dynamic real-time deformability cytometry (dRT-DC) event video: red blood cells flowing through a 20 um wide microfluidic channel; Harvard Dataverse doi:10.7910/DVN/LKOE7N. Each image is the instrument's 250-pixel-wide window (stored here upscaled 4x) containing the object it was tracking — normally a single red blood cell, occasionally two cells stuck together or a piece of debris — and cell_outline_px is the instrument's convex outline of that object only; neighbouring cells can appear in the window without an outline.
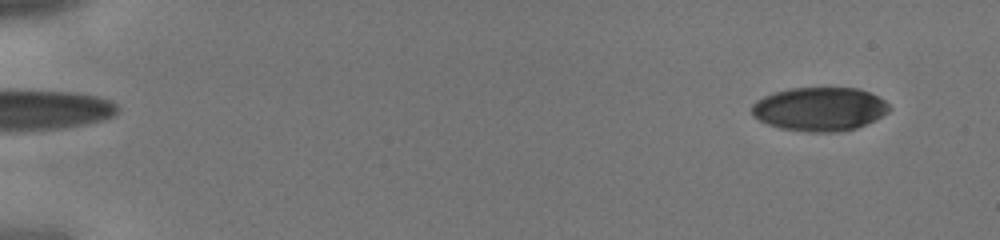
{"species": "human", "species_latin": "Homo sapiens", "temperature_condition": "cold", "stored_images_in_passage": 43, "camera_frame_rate_fps": 3000, "um_per_image_px": 0.085, "donor": {"sex": "male"}, "frame": {"image": 1, "passage_image": 3, "time_ms": 0.667, "image_size_px": [1000, 240], "cell_outline_px": [[892, 108], [888, 112], [856, 128], [840, 132], [808, 132], [780, 128], [768, 124], [752, 116], [752, 104], [756, 100], [764, 96], [788, 88], [856, 88], [868, 92], [884, 100]], "centroid_in_image_um": [69.64, 9.27], "position_along_channel_um": 15.4, "area_um2": 34.85}}
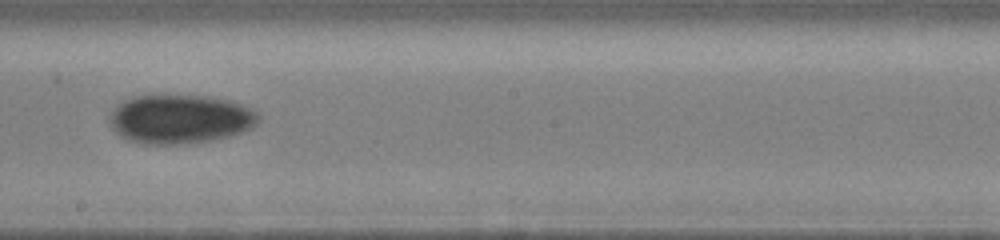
{"frame": {"image": 2, "passage_image": 26, "time_ms": 8.333, "image_size_px": [1000, 240], "cell_outline_px": [[260, 120], [252, 128], [228, 136], [212, 140], [176, 144], [140, 144], [128, 140], [120, 136], [112, 128], [108, 120], [108, 116], [124, 100], [136, 96], [204, 96], [228, 100], [240, 104], [256, 112], [260, 116]], "centroid_in_image_um": [15.28, 10.14], "position_along_channel_um": 232.9, "area_um2": 42.14}}
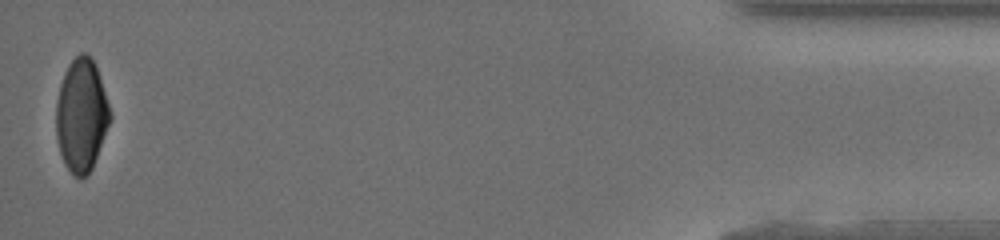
{"frame": {"image": 3, "passage_image": 43, "time_ms": 14.0, "image_size_px": [1000, 240], "cell_outline_px": [[112, 120], [92, 168], [80, 180], [64, 164], [60, 152], [56, 136], [56, 100], [60, 84], [64, 72], [68, 64], [80, 52], [84, 52], [92, 60], [96, 68], [112, 116]], "centroid_in_image_um": [6.91, 9.81], "position_along_channel_um": 428.3, "area_um2": 35.37}}